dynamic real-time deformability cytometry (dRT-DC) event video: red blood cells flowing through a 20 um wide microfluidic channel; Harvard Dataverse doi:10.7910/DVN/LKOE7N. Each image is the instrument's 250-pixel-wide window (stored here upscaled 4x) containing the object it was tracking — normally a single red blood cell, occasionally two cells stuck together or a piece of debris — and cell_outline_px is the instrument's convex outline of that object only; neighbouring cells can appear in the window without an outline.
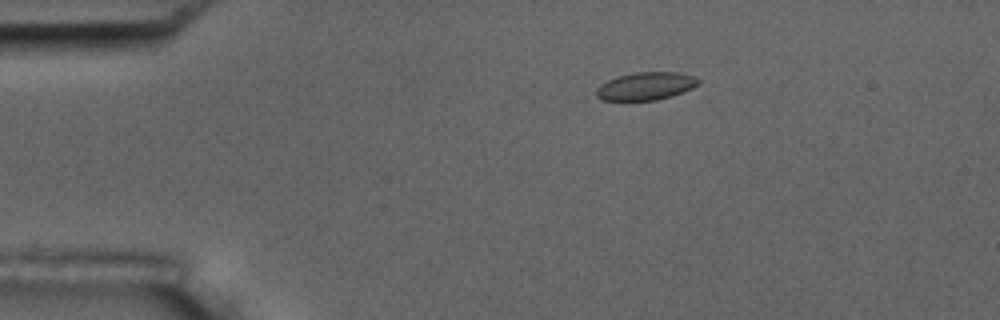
{"species": "common noctule bat (a hibernating species)", "species_latin": "Nyctalus noctula", "temperature_condition": "room temperature", "stored_images_in_passage": 6, "camera_frame_rate_fps": 3000, "um_per_image_px": 0.085, "animal": {"sex": "male", "body_mass_g": 17.5, "forearm_length_mm": 52.3}, "frame": {"image": 1, "passage_image": 3, "time_ms": 3.333, "image_size_px": [1000, 320], "cell_outline_px": [[700, 84], [692, 88], [672, 96], [656, 100], [600, 100], [596, 96], [596, 88], [600, 84], [616, 76], [636, 72], [680, 72], [696, 76], [700, 80]], "centroid_in_image_um": [54.91, 7.31], "position_along_channel_um": 30.1, "area_um2": 16.76}}
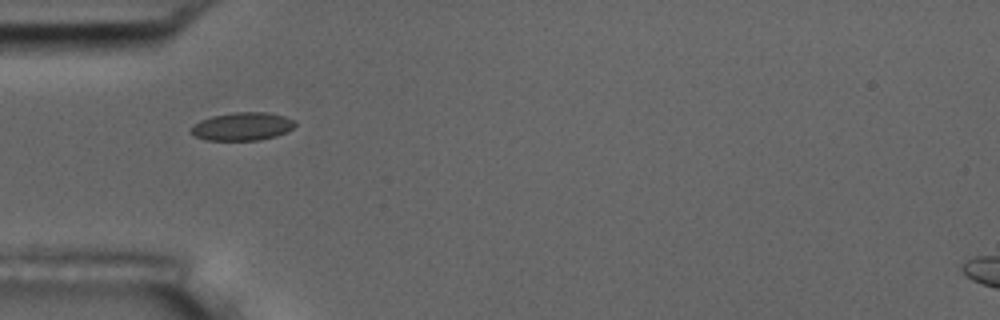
{"frame": {"image": 2, "passage_image": 5, "time_ms": 5.667, "image_size_px": [1000, 320], "cell_outline_px": [[296, 124], [292, 128], [276, 136], [260, 140], [208, 140], [192, 136], [192, 124], [200, 120], [212, 116], [236, 112], [268, 112], [284, 116], [296, 120]], "centroid_in_image_um": [20.59, 10.74], "position_along_channel_um": 64.4, "area_um2": 17.05}}